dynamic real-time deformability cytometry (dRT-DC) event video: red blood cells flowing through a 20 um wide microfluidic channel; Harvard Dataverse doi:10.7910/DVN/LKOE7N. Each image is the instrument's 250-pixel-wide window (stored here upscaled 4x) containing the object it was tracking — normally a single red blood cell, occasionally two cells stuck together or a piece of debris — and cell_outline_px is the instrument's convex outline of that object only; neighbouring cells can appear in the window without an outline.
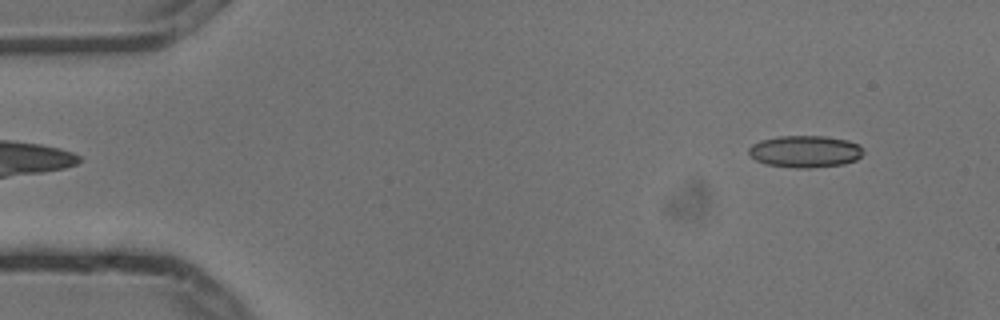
{"species": "common noctule bat (a hibernating species)", "species_latin": "Nyctalus noctula", "temperature_condition": "cold", "stored_images_in_passage": 5, "camera_frame_rate_fps": 3000, "um_per_image_px": 0.085, "animal": {"sex": "male", "body_mass_g": 13.3}, "frame": {"image": 1, "passage_image": 5, "time_ms": 1.333, "image_size_px": [1000, 320], "cell_outline_px": [[864, 152], [856, 160], [844, 164], [808, 168], [796, 168], [764, 164], [756, 160], [748, 152], [748, 148], [752, 144], [760, 140], [780, 136], [824, 136], [848, 140], [860, 144]], "centroid_in_image_um": [68.44, 12.87], "position_along_channel_um": 16.6, "area_um2": 21.44}}